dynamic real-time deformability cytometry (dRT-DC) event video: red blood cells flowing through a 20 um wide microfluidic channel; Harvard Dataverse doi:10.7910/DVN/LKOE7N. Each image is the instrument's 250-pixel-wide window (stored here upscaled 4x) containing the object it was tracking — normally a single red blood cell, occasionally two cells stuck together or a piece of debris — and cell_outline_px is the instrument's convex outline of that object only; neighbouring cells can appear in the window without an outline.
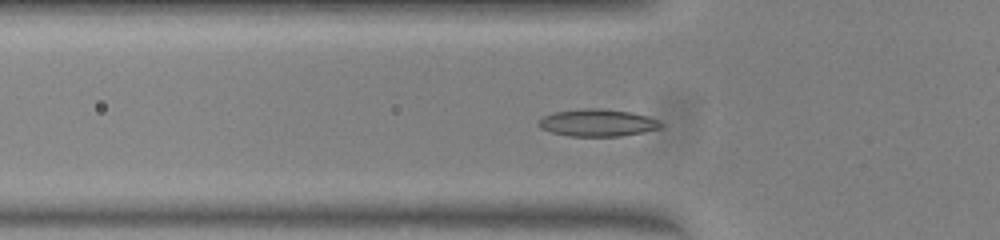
{"species": "common noctule bat (a hibernating species)", "species_latin": "Nyctalus noctula", "temperature_condition": "warm", "stored_images_in_passage": 51, "camera_frame_rate_fps": 3000, "um_per_image_px": 0.085, "animal": {"sex": "female", "body_mass_g": 23.0, "forearm_length_mm": 53.4}, "frame": {"image": 1, "passage_image": 16, "time_ms": 5.0, "image_size_px": [1000, 240], "cell_outline_px": [[664, 124], [660, 128], [644, 132], [620, 136], [568, 136], [552, 132], [540, 128], [536, 124], [544, 116], [552, 112], [584, 108], [604, 108], [632, 112], [648, 116], [660, 120]], "centroid_in_image_um": [50.81, 10.42], "position_along_channel_um": 75.0, "area_um2": 19.65}}
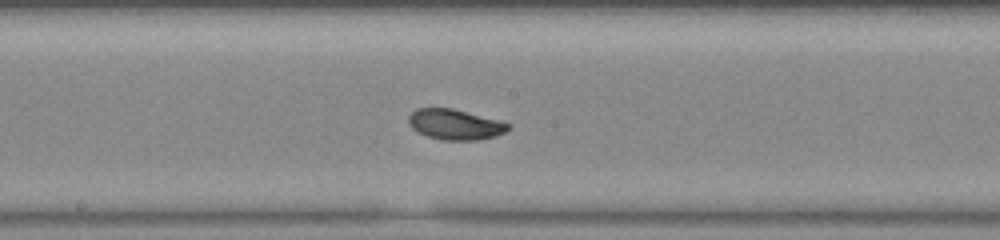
{"frame": {"image": 2, "passage_image": 26, "time_ms": 8.333, "image_size_px": [1000, 240], "cell_outline_px": [[512, 124], [504, 132], [496, 136], [480, 140], [440, 140], [428, 136], [412, 128], [408, 120], [408, 116], [416, 108], [452, 108]], "centroid_in_image_um": [38.67, 10.58], "position_along_channel_um": 209.5, "area_um2": 17.51}}
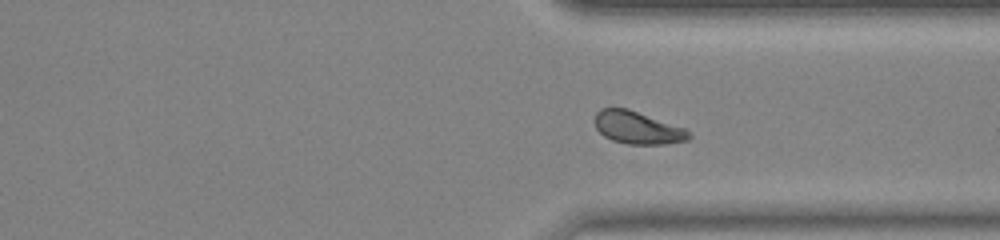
{"frame": {"image": 3, "passage_image": 37, "time_ms": 12.0, "image_size_px": [1000, 240], "cell_outline_px": [[692, 136], [688, 140], [664, 144], [628, 144], [612, 140], [604, 136], [596, 128], [592, 120], [596, 112], [600, 108], [628, 108], [684, 128]], "centroid_in_image_um": [54.14, 10.84], "position_along_channel_um": 357.3, "area_um2": 17.92}, "authors_computed_cell_mechanics": {"area_um2": 17.8024, "velocity_mm_per_s": 4.027, "shape_relaxation_time_tau1_ms": 2.2305, "shape_relaxation_time_tau2_ms": null, "deformation_change_tau1": 0.1148, "deformation_change_tau2": null}}